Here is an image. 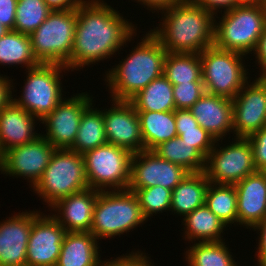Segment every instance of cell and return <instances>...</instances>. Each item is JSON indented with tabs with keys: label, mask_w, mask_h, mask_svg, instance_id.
Wrapping results in <instances>:
<instances>
[{
	"label": "cell",
	"mask_w": 266,
	"mask_h": 266,
	"mask_svg": "<svg viewBox=\"0 0 266 266\" xmlns=\"http://www.w3.org/2000/svg\"><path fill=\"white\" fill-rule=\"evenodd\" d=\"M205 205L227 228L237 225V193L234 184L209 183Z\"/></svg>",
	"instance_id": "33"
},
{
	"label": "cell",
	"mask_w": 266,
	"mask_h": 266,
	"mask_svg": "<svg viewBox=\"0 0 266 266\" xmlns=\"http://www.w3.org/2000/svg\"><path fill=\"white\" fill-rule=\"evenodd\" d=\"M145 222L134 192L129 189L99 191L90 232L98 241L112 239L137 229L138 225L142 227Z\"/></svg>",
	"instance_id": "5"
},
{
	"label": "cell",
	"mask_w": 266,
	"mask_h": 266,
	"mask_svg": "<svg viewBox=\"0 0 266 266\" xmlns=\"http://www.w3.org/2000/svg\"><path fill=\"white\" fill-rule=\"evenodd\" d=\"M51 10L77 9L83 0H44Z\"/></svg>",
	"instance_id": "46"
},
{
	"label": "cell",
	"mask_w": 266,
	"mask_h": 266,
	"mask_svg": "<svg viewBox=\"0 0 266 266\" xmlns=\"http://www.w3.org/2000/svg\"><path fill=\"white\" fill-rule=\"evenodd\" d=\"M175 123L178 137L206 159L216 142L213 136L199 125L189 109H175Z\"/></svg>",
	"instance_id": "34"
},
{
	"label": "cell",
	"mask_w": 266,
	"mask_h": 266,
	"mask_svg": "<svg viewBox=\"0 0 266 266\" xmlns=\"http://www.w3.org/2000/svg\"><path fill=\"white\" fill-rule=\"evenodd\" d=\"M8 31L9 29L0 23V38H2Z\"/></svg>",
	"instance_id": "48"
},
{
	"label": "cell",
	"mask_w": 266,
	"mask_h": 266,
	"mask_svg": "<svg viewBox=\"0 0 266 266\" xmlns=\"http://www.w3.org/2000/svg\"><path fill=\"white\" fill-rule=\"evenodd\" d=\"M25 71V86L20 97L15 96L13 102L41 121L64 99L61 77L62 72L69 70L60 64L40 63Z\"/></svg>",
	"instance_id": "9"
},
{
	"label": "cell",
	"mask_w": 266,
	"mask_h": 266,
	"mask_svg": "<svg viewBox=\"0 0 266 266\" xmlns=\"http://www.w3.org/2000/svg\"><path fill=\"white\" fill-rule=\"evenodd\" d=\"M181 1H190V2L192 1V2H194L195 0H181Z\"/></svg>",
	"instance_id": "51"
},
{
	"label": "cell",
	"mask_w": 266,
	"mask_h": 266,
	"mask_svg": "<svg viewBox=\"0 0 266 266\" xmlns=\"http://www.w3.org/2000/svg\"><path fill=\"white\" fill-rule=\"evenodd\" d=\"M97 240L91 232H66L56 266H102Z\"/></svg>",
	"instance_id": "23"
},
{
	"label": "cell",
	"mask_w": 266,
	"mask_h": 266,
	"mask_svg": "<svg viewBox=\"0 0 266 266\" xmlns=\"http://www.w3.org/2000/svg\"><path fill=\"white\" fill-rule=\"evenodd\" d=\"M88 188L83 154L71 149H56L32 190L50 209L59 199Z\"/></svg>",
	"instance_id": "6"
},
{
	"label": "cell",
	"mask_w": 266,
	"mask_h": 266,
	"mask_svg": "<svg viewBox=\"0 0 266 266\" xmlns=\"http://www.w3.org/2000/svg\"><path fill=\"white\" fill-rule=\"evenodd\" d=\"M262 172L266 175V167H265V169Z\"/></svg>",
	"instance_id": "52"
},
{
	"label": "cell",
	"mask_w": 266,
	"mask_h": 266,
	"mask_svg": "<svg viewBox=\"0 0 266 266\" xmlns=\"http://www.w3.org/2000/svg\"><path fill=\"white\" fill-rule=\"evenodd\" d=\"M144 150L152 151L177 135L175 110L168 112L137 111Z\"/></svg>",
	"instance_id": "26"
},
{
	"label": "cell",
	"mask_w": 266,
	"mask_h": 266,
	"mask_svg": "<svg viewBox=\"0 0 266 266\" xmlns=\"http://www.w3.org/2000/svg\"><path fill=\"white\" fill-rule=\"evenodd\" d=\"M40 212L25 210L0 221V266H26L32 223Z\"/></svg>",
	"instance_id": "18"
},
{
	"label": "cell",
	"mask_w": 266,
	"mask_h": 266,
	"mask_svg": "<svg viewBox=\"0 0 266 266\" xmlns=\"http://www.w3.org/2000/svg\"><path fill=\"white\" fill-rule=\"evenodd\" d=\"M134 193L138 198L142 214L147 221L157 213L166 211L170 213L172 190L156 185L138 189Z\"/></svg>",
	"instance_id": "36"
},
{
	"label": "cell",
	"mask_w": 266,
	"mask_h": 266,
	"mask_svg": "<svg viewBox=\"0 0 266 266\" xmlns=\"http://www.w3.org/2000/svg\"><path fill=\"white\" fill-rule=\"evenodd\" d=\"M110 108L103 109L107 142L122 147L132 154L144 151L137 111L129 101L113 100Z\"/></svg>",
	"instance_id": "15"
},
{
	"label": "cell",
	"mask_w": 266,
	"mask_h": 266,
	"mask_svg": "<svg viewBox=\"0 0 266 266\" xmlns=\"http://www.w3.org/2000/svg\"><path fill=\"white\" fill-rule=\"evenodd\" d=\"M77 23V9L53 10L30 35L32 51L39 63L60 64L70 72V57Z\"/></svg>",
	"instance_id": "7"
},
{
	"label": "cell",
	"mask_w": 266,
	"mask_h": 266,
	"mask_svg": "<svg viewBox=\"0 0 266 266\" xmlns=\"http://www.w3.org/2000/svg\"><path fill=\"white\" fill-rule=\"evenodd\" d=\"M234 186L237 193V225L252 230L266 218V175L256 171Z\"/></svg>",
	"instance_id": "19"
},
{
	"label": "cell",
	"mask_w": 266,
	"mask_h": 266,
	"mask_svg": "<svg viewBox=\"0 0 266 266\" xmlns=\"http://www.w3.org/2000/svg\"><path fill=\"white\" fill-rule=\"evenodd\" d=\"M205 92L203 82L173 85L175 108L190 109Z\"/></svg>",
	"instance_id": "37"
},
{
	"label": "cell",
	"mask_w": 266,
	"mask_h": 266,
	"mask_svg": "<svg viewBox=\"0 0 266 266\" xmlns=\"http://www.w3.org/2000/svg\"><path fill=\"white\" fill-rule=\"evenodd\" d=\"M181 220L184 239L189 243L225 240L223 236L227 226L206 205L196 208Z\"/></svg>",
	"instance_id": "25"
},
{
	"label": "cell",
	"mask_w": 266,
	"mask_h": 266,
	"mask_svg": "<svg viewBox=\"0 0 266 266\" xmlns=\"http://www.w3.org/2000/svg\"><path fill=\"white\" fill-rule=\"evenodd\" d=\"M18 0H0V23L9 30H14Z\"/></svg>",
	"instance_id": "40"
},
{
	"label": "cell",
	"mask_w": 266,
	"mask_h": 266,
	"mask_svg": "<svg viewBox=\"0 0 266 266\" xmlns=\"http://www.w3.org/2000/svg\"><path fill=\"white\" fill-rule=\"evenodd\" d=\"M194 2L204 6L209 12H212L215 16L222 14L224 11H228L235 6L240 5L237 0H195ZM223 9V10H221Z\"/></svg>",
	"instance_id": "42"
},
{
	"label": "cell",
	"mask_w": 266,
	"mask_h": 266,
	"mask_svg": "<svg viewBox=\"0 0 266 266\" xmlns=\"http://www.w3.org/2000/svg\"><path fill=\"white\" fill-rule=\"evenodd\" d=\"M152 151L159 158L175 163L189 173L205 171L206 159L192 145L178 136L161 143Z\"/></svg>",
	"instance_id": "30"
},
{
	"label": "cell",
	"mask_w": 266,
	"mask_h": 266,
	"mask_svg": "<svg viewBox=\"0 0 266 266\" xmlns=\"http://www.w3.org/2000/svg\"><path fill=\"white\" fill-rule=\"evenodd\" d=\"M199 55L206 93L233 99L251 80L244 60L247 57L243 54L222 50L213 45Z\"/></svg>",
	"instance_id": "8"
},
{
	"label": "cell",
	"mask_w": 266,
	"mask_h": 266,
	"mask_svg": "<svg viewBox=\"0 0 266 266\" xmlns=\"http://www.w3.org/2000/svg\"><path fill=\"white\" fill-rule=\"evenodd\" d=\"M252 148L254 165L257 171L266 167V126L247 137Z\"/></svg>",
	"instance_id": "38"
},
{
	"label": "cell",
	"mask_w": 266,
	"mask_h": 266,
	"mask_svg": "<svg viewBox=\"0 0 266 266\" xmlns=\"http://www.w3.org/2000/svg\"><path fill=\"white\" fill-rule=\"evenodd\" d=\"M255 56V62L257 66L259 65V72H266V27L261 35L258 44L252 53ZM257 59V60H256Z\"/></svg>",
	"instance_id": "45"
},
{
	"label": "cell",
	"mask_w": 266,
	"mask_h": 266,
	"mask_svg": "<svg viewBox=\"0 0 266 266\" xmlns=\"http://www.w3.org/2000/svg\"><path fill=\"white\" fill-rule=\"evenodd\" d=\"M257 4H259L262 7H265L266 8V0H257Z\"/></svg>",
	"instance_id": "50"
},
{
	"label": "cell",
	"mask_w": 266,
	"mask_h": 266,
	"mask_svg": "<svg viewBox=\"0 0 266 266\" xmlns=\"http://www.w3.org/2000/svg\"><path fill=\"white\" fill-rule=\"evenodd\" d=\"M56 148L42 135L23 145L12 147L1 155L0 172L9 177H22L31 189L41 179Z\"/></svg>",
	"instance_id": "12"
},
{
	"label": "cell",
	"mask_w": 266,
	"mask_h": 266,
	"mask_svg": "<svg viewBox=\"0 0 266 266\" xmlns=\"http://www.w3.org/2000/svg\"><path fill=\"white\" fill-rule=\"evenodd\" d=\"M252 230L259 234L258 247H255L257 250L255 255V257L257 256L256 266H266V218L260 221Z\"/></svg>",
	"instance_id": "41"
},
{
	"label": "cell",
	"mask_w": 266,
	"mask_h": 266,
	"mask_svg": "<svg viewBox=\"0 0 266 266\" xmlns=\"http://www.w3.org/2000/svg\"><path fill=\"white\" fill-rule=\"evenodd\" d=\"M163 75L173 84L202 82V66L197 53H170L164 59Z\"/></svg>",
	"instance_id": "32"
},
{
	"label": "cell",
	"mask_w": 266,
	"mask_h": 266,
	"mask_svg": "<svg viewBox=\"0 0 266 266\" xmlns=\"http://www.w3.org/2000/svg\"><path fill=\"white\" fill-rule=\"evenodd\" d=\"M129 102L136 111L168 112L174 111L173 84L164 76L151 81L132 97Z\"/></svg>",
	"instance_id": "27"
},
{
	"label": "cell",
	"mask_w": 266,
	"mask_h": 266,
	"mask_svg": "<svg viewBox=\"0 0 266 266\" xmlns=\"http://www.w3.org/2000/svg\"><path fill=\"white\" fill-rule=\"evenodd\" d=\"M189 111L199 125L221 143L226 135L233 133L232 99L205 92Z\"/></svg>",
	"instance_id": "21"
},
{
	"label": "cell",
	"mask_w": 266,
	"mask_h": 266,
	"mask_svg": "<svg viewBox=\"0 0 266 266\" xmlns=\"http://www.w3.org/2000/svg\"><path fill=\"white\" fill-rule=\"evenodd\" d=\"M209 183L204 171L188 173L172 190L170 211L181 218L205 205Z\"/></svg>",
	"instance_id": "24"
},
{
	"label": "cell",
	"mask_w": 266,
	"mask_h": 266,
	"mask_svg": "<svg viewBox=\"0 0 266 266\" xmlns=\"http://www.w3.org/2000/svg\"><path fill=\"white\" fill-rule=\"evenodd\" d=\"M137 28L104 0H83L77 7L70 70L80 71L84 66L120 54L137 36Z\"/></svg>",
	"instance_id": "1"
},
{
	"label": "cell",
	"mask_w": 266,
	"mask_h": 266,
	"mask_svg": "<svg viewBox=\"0 0 266 266\" xmlns=\"http://www.w3.org/2000/svg\"><path fill=\"white\" fill-rule=\"evenodd\" d=\"M265 27V7L259 4H240L223 12L221 17L218 14L215 16L213 45L247 57L254 52Z\"/></svg>",
	"instance_id": "4"
},
{
	"label": "cell",
	"mask_w": 266,
	"mask_h": 266,
	"mask_svg": "<svg viewBox=\"0 0 266 266\" xmlns=\"http://www.w3.org/2000/svg\"><path fill=\"white\" fill-rule=\"evenodd\" d=\"M159 26L150 31L170 53H197L214 44L215 15L190 1L160 12Z\"/></svg>",
	"instance_id": "2"
},
{
	"label": "cell",
	"mask_w": 266,
	"mask_h": 266,
	"mask_svg": "<svg viewBox=\"0 0 266 266\" xmlns=\"http://www.w3.org/2000/svg\"><path fill=\"white\" fill-rule=\"evenodd\" d=\"M40 63L34 57L30 35L9 30L0 38V65L4 67L19 66L27 69ZM11 65V66H10ZM25 65V66H24Z\"/></svg>",
	"instance_id": "29"
},
{
	"label": "cell",
	"mask_w": 266,
	"mask_h": 266,
	"mask_svg": "<svg viewBox=\"0 0 266 266\" xmlns=\"http://www.w3.org/2000/svg\"><path fill=\"white\" fill-rule=\"evenodd\" d=\"M232 103L234 137L247 138L266 126V97L256 79L252 83L249 80L232 99Z\"/></svg>",
	"instance_id": "17"
},
{
	"label": "cell",
	"mask_w": 266,
	"mask_h": 266,
	"mask_svg": "<svg viewBox=\"0 0 266 266\" xmlns=\"http://www.w3.org/2000/svg\"><path fill=\"white\" fill-rule=\"evenodd\" d=\"M40 212L33 220L27 246L26 266H56L65 229L50 214Z\"/></svg>",
	"instance_id": "16"
},
{
	"label": "cell",
	"mask_w": 266,
	"mask_h": 266,
	"mask_svg": "<svg viewBox=\"0 0 266 266\" xmlns=\"http://www.w3.org/2000/svg\"><path fill=\"white\" fill-rule=\"evenodd\" d=\"M40 120L13 101L0 111V155L41 135L35 130ZM36 124V125H35Z\"/></svg>",
	"instance_id": "22"
},
{
	"label": "cell",
	"mask_w": 266,
	"mask_h": 266,
	"mask_svg": "<svg viewBox=\"0 0 266 266\" xmlns=\"http://www.w3.org/2000/svg\"><path fill=\"white\" fill-rule=\"evenodd\" d=\"M129 53L104 74V82L113 100L129 101L151 81L163 75L167 51L151 31L146 32Z\"/></svg>",
	"instance_id": "3"
},
{
	"label": "cell",
	"mask_w": 266,
	"mask_h": 266,
	"mask_svg": "<svg viewBox=\"0 0 266 266\" xmlns=\"http://www.w3.org/2000/svg\"><path fill=\"white\" fill-rule=\"evenodd\" d=\"M13 80L9 79V76L0 75V111L13 101V96H15L14 92H16L14 90Z\"/></svg>",
	"instance_id": "43"
},
{
	"label": "cell",
	"mask_w": 266,
	"mask_h": 266,
	"mask_svg": "<svg viewBox=\"0 0 266 266\" xmlns=\"http://www.w3.org/2000/svg\"><path fill=\"white\" fill-rule=\"evenodd\" d=\"M93 95L81 92L64 99L40 122L46 133L41 135L56 149H70L76 139L85 109L94 101Z\"/></svg>",
	"instance_id": "13"
},
{
	"label": "cell",
	"mask_w": 266,
	"mask_h": 266,
	"mask_svg": "<svg viewBox=\"0 0 266 266\" xmlns=\"http://www.w3.org/2000/svg\"><path fill=\"white\" fill-rule=\"evenodd\" d=\"M52 11L44 0H18L13 31L31 35Z\"/></svg>",
	"instance_id": "35"
},
{
	"label": "cell",
	"mask_w": 266,
	"mask_h": 266,
	"mask_svg": "<svg viewBox=\"0 0 266 266\" xmlns=\"http://www.w3.org/2000/svg\"><path fill=\"white\" fill-rule=\"evenodd\" d=\"M260 76V77H259ZM260 84L261 86L263 87V90H264V94H265V97H266V72H260L258 77L255 78Z\"/></svg>",
	"instance_id": "47"
},
{
	"label": "cell",
	"mask_w": 266,
	"mask_h": 266,
	"mask_svg": "<svg viewBox=\"0 0 266 266\" xmlns=\"http://www.w3.org/2000/svg\"><path fill=\"white\" fill-rule=\"evenodd\" d=\"M232 140L230 144H223L225 147L216 140L206 158L204 172L211 183L236 184L257 171L248 139L235 137Z\"/></svg>",
	"instance_id": "11"
},
{
	"label": "cell",
	"mask_w": 266,
	"mask_h": 266,
	"mask_svg": "<svg viewBox=\"0 0 266 266\" xmlns=\"http://www.w3.org/2000/svg\"><path fill=\"white\" fill-rule=\"evenodd\" d=\"M149 259L150 257L145 252L133 250L131 253L114 259H104L102 266H155V263L153 264Z\"/></svg>",
	"instance_id": "39"
},
{
	"label": "cell",
	"mask_w": 266,
	"mask_h": 266,
	"mask_svg": "<svg viewBox=\"0 0 266 266\" xmlns=\"http://www.w3.org/2000/svg\"><path fill=\"white\" fill-rule=\"evenodd\" d=\"M225 240L217 242H194L186 248V266H240L230 252ZM188 249V250H187Z\"/></svg>",
	"instance_id": "31"
},
{
	"label": "cell",
	"mask_w": 266,
	"mask_h": 266,
	"mask_svg": "<svg viewBox=\"0 0 266 266\" xmlns=\"http://www.w3.org/2000/svg\"><path fill=\"white\" fill-rule=\"evenodd\" d=\"M95 104L91 103L82 114L76 139L70 148L79 154H84L99 146L107 144L105 135L103 110L94 108ZM98 109V110H97Z\"/></svg>",
	"instance_id": "28"
},
{
	"label": "cell",
	"mask_w": 266,
	"mask_h": 266,
	"mask_svg": "<svg viewBox=\"0 0 266 266\" xmlns=\"http://www.w3.org/2000/svg\"><path fill=\"white\" fill-rule=\"evenodd\" d=\"M240 4H257V0H237Z\"/></svg>",
	"instance_id": "49"
},
{
	"label": "cell",
	"mask_w": 266,
	"mask_h": 266,
	"mask_svg": "<svg viewBox=\"0 0 266 266\" xmlns=\"http://www.w3.org/2000/svg\"><path fill=\"white\" fill-rule=\"evenodd\" d=\"M132 153L105 144L83 154L87 183L97 191L126 190L130 184Z\"/></svg>",
	"instance_id": "10"
},
{
	"label": "cell",
	"mask_w": 266,
	"mask_h": 266,
	"mask_svg": "<svg viewBox=\"0 0 266 266\" xmlns=\"http://www.w3.org/2000/svg\"><path fill=\"white\" fill-rule=\"evenodd\" d=\"M98 193L88 188L59 199L49 211L66 232H90Z\"/></svg>",
	"instance_id": "20"
},
{
	"label": "cell",
	"mask_w": 266,
	"mask_h": 266,
	"mask_svg": "<svg viewBox=\"0 0 266 266\" xmlns=\"http://www.w3.org/2000/svg\"><path fill=\"white\" fill-rule=\"evenodd\" d=\"M189 172L175 163L159 158L153 151H140L132 155L128 189L162 186L173 190Z\"/></svg>",
	"instance_id": "14"
},
{
	"label": "cell",
	"mask_w": 266,
	"mask_h": 266,
	"mask_svg": "<svg viewBox=\"0 0 266 266\" xmlns=\"http://www.w3.org/2000/svg\"><path fill=\"white\" fill-rule=\"evenodd\" d=\"M136 3L143 5V7L149 11H152V13H157L168 9L175 4H179L182 1L181 0H134Z\"/></svg>",
	"instance_id": "44"
}]
</instances>
